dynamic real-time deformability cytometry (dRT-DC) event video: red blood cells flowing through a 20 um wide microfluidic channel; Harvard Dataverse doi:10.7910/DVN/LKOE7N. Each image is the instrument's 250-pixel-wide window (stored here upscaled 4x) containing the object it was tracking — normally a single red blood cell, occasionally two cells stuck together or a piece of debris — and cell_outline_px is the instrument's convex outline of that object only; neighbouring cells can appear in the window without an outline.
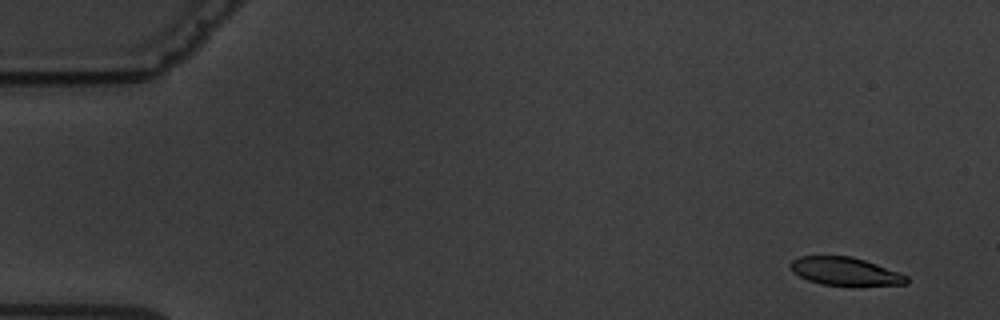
{"species": "common noctule bat (a hibernating species)", "species_latin": "Nyctalus noctula", "temperature_condition": "warm", "stored_images_in_passage": 5, "camera_frame_rate_fps": 3000, "um_per_image_px": 0.085, "animal": {"sex": "male", "body_mass_g": 19.5, "forearm_length_mm": 54.6}, "frame": {"image": 1, "passage_image": 1, "time_ms": 0.0, "image_size_px": [1000, 320], "cell_outline_px": [[908, 284], [852, 288], [820, 284], [808, 280], [792, 272], [788, 264], [792, 260], [800, 256], [852, 256], [900, 272], [908, 276]], "centroid_in_image_um": [71.87, 23.11], "position_along_channel_um": 13.1, "area_um2": 19.88}}
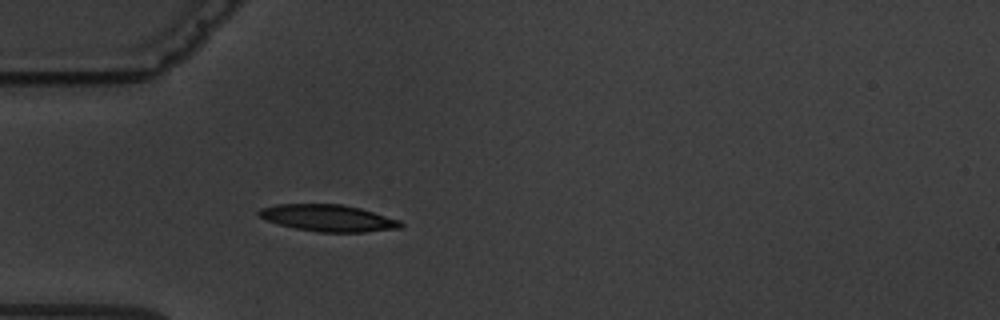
{"frame": {"image": 2, "passage_image": 5, "time_ms": 4.667, "image_size_px": [1000, 320], "cell_outline_px": [[404, 224], [400, 228], [364, 232], [320, 232], [296, 228], [280, 224], [268, 220], [260, 216], [256, 212], [260, 208], [276, 204], [340, 204], [360, 208], [400, 220]], "centroid_in_image_um": [27.91, 18.53], "position_along_channel_um": 57.1, "area_um2": 21.91}}